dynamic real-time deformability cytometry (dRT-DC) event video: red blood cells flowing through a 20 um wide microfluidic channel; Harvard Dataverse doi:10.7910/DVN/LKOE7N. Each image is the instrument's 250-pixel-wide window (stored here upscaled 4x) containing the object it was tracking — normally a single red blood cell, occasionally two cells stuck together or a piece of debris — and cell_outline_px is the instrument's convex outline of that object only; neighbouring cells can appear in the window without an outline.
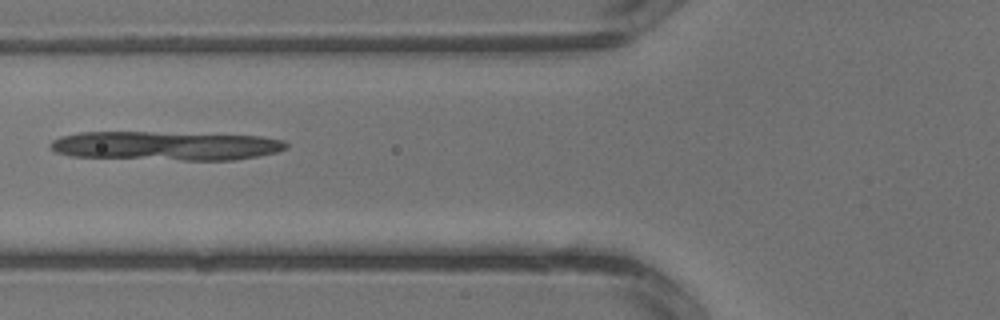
{"species": "common noctule bat (a hibernating species)", "species_latin": "Nyctalus noctula", "temperature_condition": "warm", "stored_images_in_passage": 4, "camera_frame_rate_fps": 3000, "um_per_image_px": 0.085, "animal": {"sex": "male", "body_mass_g": 13.3}, "frame": {"image": 1, "passage_image": 4, "time_ms": 1.0, "image_size_px": [1000, 320], "cell_outline_px": [[288, 148], [276, 152], [236, 160], [184, 160], [72, 156], [56, 152], [48, 148], [48, 144], [52, 140], [60, 136], [80, 132], [148, 132], [260, 136], [284, 140], [288, 144]], "centroid_in_image_um": [14.06, 12.39], "position_along_channel_um": 111.7, "area_um2": 39.77}}